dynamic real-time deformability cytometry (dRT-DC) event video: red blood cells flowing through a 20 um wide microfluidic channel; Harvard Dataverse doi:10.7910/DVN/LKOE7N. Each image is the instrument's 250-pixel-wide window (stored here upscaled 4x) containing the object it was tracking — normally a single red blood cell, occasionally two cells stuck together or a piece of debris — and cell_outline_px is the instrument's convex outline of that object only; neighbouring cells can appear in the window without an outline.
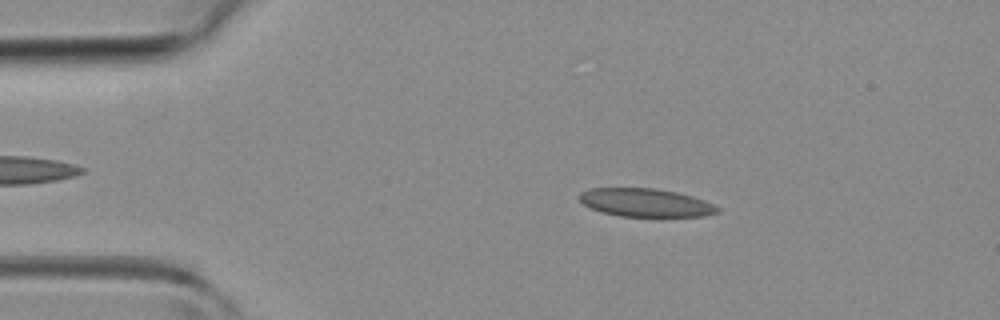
{"species": "common noctule bat (a hibernating species)", "species_latin": "Nyctalus noctula", "temperature_condition": "room temperature", "stored_images_in_passage": 40, "camera_frame_rate_fps": 3000, "um_per_image_px": 0.085, "animal": {"sex": "female", "body_mass_g": 19.3, "forearm_length_mm": 54.1}, "frame": {"image": 1, "passage_image": 5, "time_ms": 1.333, "image_size_px": [1000, 320], "cell_outline_px": [[720, 212], [704, 216], [664, 220], [660, 220], [620, 216], [600, 212], [584, 204], [580, 200], [580, 192], [588, 188], [656, 188], [676, 192], [692, 196], [704, 200], [720, 208]], "centroid_in_image_um": [54.95, 17.29], "position_along_channel_um": 30.1, "area_um2": 23.93}}
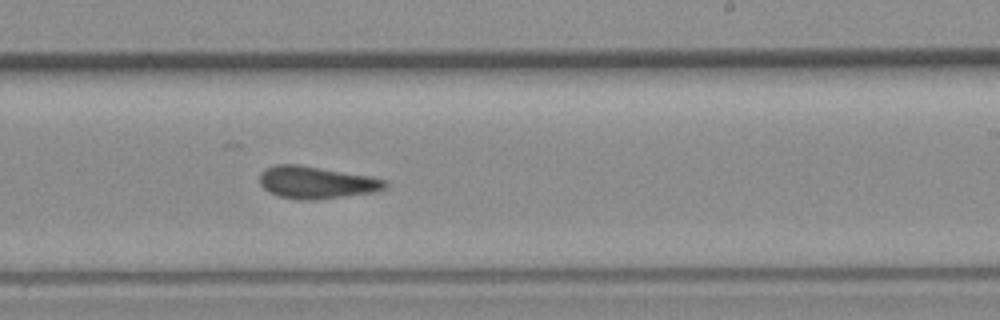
{"frame": {"image": 2, "passage_image": 23, "time_ms": 7.333, "image_size_px": [1000, 320], "cell_outline_px": [[388, 188], [376, 192], [316, 200], [300, 200], [280, 196], [268, 192], [260, 184], [260, 172], [264, 168], [276, 164], [300, 164], [372, 176], [388, 180]], "centroid_in_image_um": [26.93, 15.5], "position_along_channel_um": 262.1, "area_um2": 24.1}}
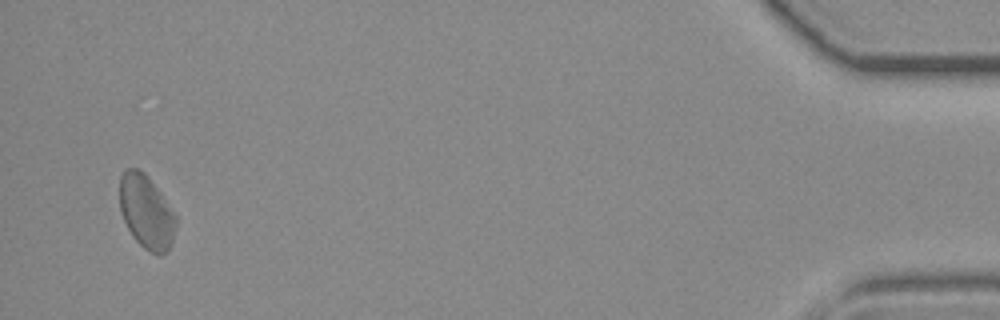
{"frame": {"image": 3, "passage_image": 39, "time_ms": 12.667, "image_size_px": [1000, 320], "cell_outline_px": [[176, 224], [172, 240], [168, 252], [160, 256], [148, 252], [132, 236], [120, 212], [120, 176], [128, 168], [136, 168], [144, 172], [148, 176], [160, 192], [176, 216]], "centroid_in_image_um": [12.44, 18.03], "position_along_channel_um": 422.8, "area_um2": 24.1}}